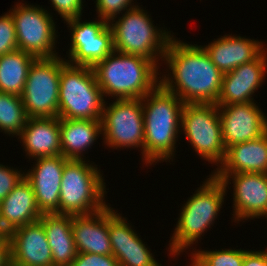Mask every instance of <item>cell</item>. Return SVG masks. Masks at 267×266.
I'll return each instance as SVG.
<instances>
[{"instance_id": "cell-22", "label": "cell", "mask_w": 267, "mask_h": 266, "mask_svg": "<svg viewBox=\"0 0 267 266\" xmlns=\"http://www.w3.org/2000/svg\"><path fill=\"white\" fill-rule=\"evenodd\" d=\"M233 173L267 174V132L257 139L228 147L224 161L212 174Z\"/></svg>"}, {"instance_id": "cell-36", "label": "cell", "mask_w": 267, "mask_h": 266, "mask_svg": "<svg viewBox=\"0 0 267 266\" xmlns=\"http://www.w3.org/2000/svg\"><path fill=\"white\" fill-rule=\"evenodd\" d=\"M0 243H10V241H9V233L3 227L2 222H1V218H0Z\"/></svg>"}, {"instance_id": "cell-3", "label": "cell", "mask_w": 267, "mask_h": 266, "mask_svg": "<svg viewBox=\"0 0 267 266\" xmlns=\"http://www.w3.org/2000/svg\"><path fill=\"white\" fill-rule=\"evenodd\" d=\"M104 97L142 99L159 83L158 67L142 56L113 51L93 67Z\"/></svg>"}, {"instance_id": "cell-10", "label": "cell", "mask_w": 267, "mask_h": 266, "mask_svg": "<svg viewBox=\"0 0 267 266\" xmlns=\"http://www.w3.org/2000/svg\"><path fill=\"white\" fill-rule=\"evenodd\" d=\"M13 7L9 12L15 24L17 48L36 58L58 56L55 50L58 32L53 16L39 5L17 2Z\"/></svg>"}, {"instance_id": "cell-12", "label": "cell", "mask_w": 267, "mask_h": 266, "mask_svg": "<svg viewBox=\"0 0 267 266\" xmlns=\"http://www.w3.org/2000/svg\"><path fill=\"white\" fill-rule=\"evenodd\" d=\"M81 16L68 20L71 46L66 61L75 66L93 67L114 51L113 32L107 20L82 21ZM81 20V21H80Z\"/></svg>"}, {"instance_id": "cell-30", "label": "cell", "mask_w": 267, "mask_h": 266, "mask_svg": "<svg viewBox=\"0 0 267 266\" xmlns=\"http://www.w3.org/2000/svg\"><path fill=\"white\" fill-rule=\"evenodd\" d=\"M97 17L107 20L117 18V15L122 14L123 11L132 9L134 6L133 0H96ZM129 7V8H128Z\"/></svg>"}, {"instance_id": "cell-15", "label": "cell", "mask_w": 267, "mask_h": 266, "mask_svg": "<svg viewBox=\"0 0 267 266\" xmlns=\"http://www.w3.org/2000/svg\"><path fill=\"white\" fill-rule=\"evenodd\" d=\"M113 209L108 205V233L112 256L119 266H162L127 219Z\"/></svg>"}, {"instance_id": "cell-19", "label": "cell", "mask_w": 267, "mask_h": 266, "mask_svg": "<svg viewBox=\"0 0 267 266\" xmlns=\"http://www.w3.org/2000/svg\"><path fill=\"white\" fill-rule=\"evenodd\" d=\"M212 63L224 74L255 60L265 49L263 42L251 38L224 35L202 46Z\"/></svg>"}, {"instance_id": "cell-13", "label": "cell", "mask_w": 267, "mask_h": 266, "mask_svg": "<svg viewBox=\"0 0 267 266\" xmlns=\"http://www.w3.org/2000/svg\"><path fill=\"white\" fill-rule=\"evenodd\" d=\"M225 187L233 183L234 222L267 216V174H213Z\"/></svg>"}, {"instance_id": "cell-32", "label": "cell", "mask_w": 267, "mask_h": 266, "mask_svg": "<svg viewBox=\"0 0 267 266\" xmlns=\"http://www.w3.org/2000/svg\"><path fill=\"white\" fill-rule=\"evenodd\" d=\"M54 11L58 12L64 22L76 19L82 15L83 0H50Z\"/></svg>"}, {"instance_id": "cell-37", "label": "cell", "mask_w": 267, "mask_h": 266, "mask_svg": "<svg viewBox=\"0 0 267 266\" xmlns=\"http://www.w3.org/2000/svg\"><path fill=\"white\" fill-rule=\"evenodd\" d=\"M266 218H267V216H265ZM264 253H265V255L267 256V248L265 249V250H262Z\"/></svg>"}, {"instance_id": "cell-23", "label": "cell", "mask_w": 267, "mask_h": 266, "mask_svg": "<svg viewBox=\"0 0 267 266\" xmlns=\"http://www.w3.org/2000/svg\"><path fill=\"white\" fill-rule=\"evenodd\" d=\"M42 215L33 188L25 177L0 203L1 222L8 233L38 221Z\"/></svg>"}, {"instance_id": "cell-25", "label": "cell", "mask_w": 267, "mask_h": 266, "mask_svg": "<svg viewBox=\"0 0 267 266\" xmlns=\"http://www.w3.org/2000/svg\"><path fill=\"white\" fill-rule=\"evenodd\" d=\"M59 123L61 155L66 159L84 160L85 150L102 134L101 120L59 118Z\"/></svg>"}, {"instance_id": "cell-38", "label": "cell", "mask_w": 267, "mask_h": 266, "mask_svg": "<svg viewBox=\"0 0 267 266\" xmlns=\"http://www.w3.org/2000/svg\"><path fill=\"white\" fill-rule=\"evenodd\" d=\"M8 266H17V265H14V264L10 263Z\"/></svg>"}, {"instance_id": "cell-26", "label": "cell", "mask_w": 267, "mask_h": 266, "mask_svg": "<svg viewBox=\"0 0 267 266\" xmlns=\"http://www.w3.org/2000/svg\"><path fill=\"white\" fill-rule=\"evenodd\" d=\"M35 59L36 57L20 49L0 55V92L21 96Z\"/></svg>"}, {"instance_id": "cell-31", "label": "cell", "mask_w": 267, "mask_h": 266, "mask_svg": "<svg viewBox=\"0 0 267 266\" xmlns=\"http://www.w3.org/2000/svg\"><path fill=\"white\" fill-rule=\"evenodd\" d=\"M24 178V172L0 164V203Z\"/></svg>"}, {"instance_id": "cell-29", "label": "cell", "mask_w": 267, "mask_h": 266, "mask_svg": "<svg viewBox=\"0 0 267 266\" xmlns=\"http://www.w3.org/2000/svg\"><path fill=\"white\" fill-rule=\"evenodd\" d=\"M16 49L18 48L15 24L10 12H7L0 16V55Z\"/></svg>"}, {"instance_id": "cell-2", "label": "cell", "mask_w": 267, "mask_h": 266, "mask_svg": "<svg viewBox=\"0 0 267 266\" xmlns=\"http://www.w3.org/2000/svg\"><path fill=\"white\" fill-rule=\"evenodd\" d=\"M146 166L173 161L181 131L184 103L160 83L142 98ZM175 150V151H174ZM155 163V164H154Z\"/></svg>"}, {"instance_id": "cell-7", "label": "cell", "mask_w": 267, "mask_h": 266, "mask_svg": "<svg viewBox=\"0 0 267 266\" xmlns=\"http://www.w3.org/2000/svg\"><path fill=\"white\" fill-rule=\"evenodd\" d=\"M105 102L92 67L68 62L61 67L59 118L101 120Z\"/></svg>"}, {"instance_id": "cell-20", "label": "cell", "mask_w": 267, "mask_h": 266, "mask_svg": "<svg viewBox=\"0 0 267 266\" xmlns=\"http://www.w3.org/2000/svg\"><path fill=\"white\" fill-rule=\"evenodd\" d=\"M72 232L78 253L112 255L108 233V205L92 214L74 215Z\"/></svg>"}, {"instance_id": "cell-11", "label": "cell", "mask_w": 267, "mask_h": 266, "mask_svg": "<svg viewBox=\"0 0 267 266\" xmlns=\"http://www.w3.org/2000/svg\"><path fill=\"white\" fill-rule=\"evenodd\" d=\"M102 140L109 148H142L144 163V118L142 99L105 102L101 116Z\"/></svg>"}, {"instance_id": "cell-9", "label": "cell", "mask_w": 267, "mask_h": 266, "mask_svg": "<svg viewBox=\"0 0 267 266\" xmlns=\"http://www.w3.org/2000/svg\"><path fill=\"white\" fill-rule=\"evenodd\" d=\"M66 62L59 56L33 61L21 95L28 118L58 117L60 72Z\"/></svg>"}, {"instance_id": "cell-27", "label": "cell", "mask_w": 267, "mask_h": 266, "mask_svg": "<svg viewBox=\"0 0 267 266\" xmlns=\"http://www.w3.org/2000/svg\"><path fill=\"white\" fill-rule=\"evenodd\" d=\"M27 119L21 96L0 92V131L18 137Z\"/></svg>"}, {"instance_id": "cell-33", "label": "cell", "mask_w": 267, "mask_h": 266, "mask_svg": "<svg viewBox=\"0 0 267 266\" xmlns=\"http://www.w3.org/2000/svg\"><path fill=\"white\" fill-rule=\"evenodd\" d=\"M71 266H119V263L112 255L78 253Z\"/></svg>"}, {"instance_id": "cell-35", "label": "cell", "mask_w": 267, "mask_h": 266, "mask_svg": "<svg viewBox=\"0 0 267 266\" xmlns=\"http://www.w3.org/2000/svg\"><path fill=\"white\" fill-rule=\"evenodd\" d=\"M10 263V243H0V266H8Z\"/></svg>"}, {"instance_id": "cell-4", "label": "cell", "mask_w": 267, "mask_h": 266, "mask_svg": "<svg viewBox=\"0 0 267 266\" xmlns=\"http://www.w3.org/2000/svg\"><path fill=\"white\" fill-rule=\"evenodd\" d=\"M223 182L213 174L203 182L181 208L168 250L175 258L200 240L211 228L227 195ZM226 194V195H225ZM191 245V246H190ZM185 250V251H184Z\"/></svg>"}, {"instance_id": "cell-8", "label": "cell", "mask_w": 267, "mask_h": 266, "mask_svg": "<svg viewBox=\"0 0 267 266\" xmlns=\"http://www.w3.org/2000/svg\"><path fill=\"white\" fill-rule=\"evenodd\" d=\"M197 155L218 167L225 159L218 106L213 103H186L182 111L181 131Z\"/></svg>"}, {"instance_id": "cell-24", "label": "cell", "mask_w": 267, "mask_h": 266, "mask_svg": "<svg viewBox=\"0 0 267 266\" xmlns=\"http://www.w3.org/2000/svg\"><path fill=\"white\" fill-rule=\"evenodd\" d=\"M73 215L43 214L40 221L46 232L53 266H71L78 252L72 232Z\"/></svg>"}, {"instance_id": "cell-1", "label": "cell", "mask_w": 267, "mask_h": 266, "mask_svg": "<svg viewBox=\"0 0 267 266\" xmlns=\"http://www.w3.org/2000/svg\"><path fill=\"white\" fill-rule=\"evenodd\" d=\"M170 74L160 84L186 103L217 104L223 73L212 63L202 45L188 44L172 37L163 57Z\"/></svg>"}, {"instance_id": "cell-17", "label": "cell", "mask_w": 267, "mask_h": 266, "mask_svg": "<svg viewBox=\"0 0 267 266\" xmlns=\"http://www.w3.org/2000/svg\"><path fill=\"white\" fill-rule=\"evenodd\" d=\"M267 73V51L255 60L224 73L217 105L254 102L252 95L262 86Z\"/></svg>"}, {"instance_id": "cell-16", "label": "cell", "mask_w": 267, "mask_h": 266, "mask_svg": "<svg viewBox=\"0 0 267 266\" xmlns=\"http://www.w3.org/2000/svg\"><path fill=\"white\" fill-rule=\"evenodd\" d=\"M34 160L35 164L24 177L33 188L37 206L42 214H59L62 174L69 159L57 155Z\"/></svg>"}, {"instance_id": "cell-18", "label": "cell", "mask_w": 267, "mask_h": 266, "mask_svg": "<svg viewBox=\"0 0 267 266\" xmlns=\"http://www.w3.org/2000/svg\"><path fill=\"white\" fill-rule=\"evenodd\" d=\"M11 263L17 266H53L52 253L40 220L9 233Z\"/></svg>"}, {"instance_id": "cell-34", "label": "cell", "mask_w": 267, "mask_h": 266, "mask_svg": "<svg viewBox=\"0 0 267 266\" xmlns=\"http://www.w3.org/2000/svg\"><path fill=\"white\" fill-rule=\"evenodd\" d=\"M243 266H267V256L261 250H245Z\"/></svg>"}, {"instance_id": "cell-5", "label": "cell", "mask_w": 267, "mask_h": 266, "mask_svg": "<svg viewBox=\"0 0 267 266\" xmlns=\"http://www.w3.org/2000/svg\"><path fill=\"white\" fill-rule=\"evenodd\" d=\"M149 16L146 10L136 5L122 13L118 20L112 18L108 23L113 32L114 51L142 56L160 68L158 61L163 60L173 35L165 27L154 26Z\"/></svg>"}, {"instance_id": "cell-14", "label": "cell", "mask_w": 267, "mask_h": 266, "mask_svg": "<svg viewBox=\"0 0 267 266\" xmlns=\"http://www.w3.org/2000/svg\"><path fill=\"white\" fill-rule=\"evenodd\" d=\"M225 148L267 132V116L254 102L217 105Z\"/></svg>"}, {"instance_id": "cell-6", "label": "cell", "mask_w": 267, "mask_h": 266, "mask_svg": "<svg viewBox=\"0 0 267 266\" xmlns=\"http://www.w3.org/2000/svg\"><path fill=\"white\" fill-rule=\"evenodd\" d=\"M85 160L69 159L64 166L59 214L86 215L107 206L106 186L100 169ZM94 164V165H92Z\"/></svg>"}, {"instance_id": "cell-21", "label": "cell", "mask_w": 267, "mask_h": 266, "mask_svg": "<svg viewBox=\"0 0 267 266\" xmlns=\"http://www.w3.org/2000/svg\"><path fill=\"white\" fill-rule=\"evenodd\" d=\"M29 159L61 155L59 117H30L18 139Z\"/></svg>"}, {"instance_id": "cell-28", "label": "cell", "mask_w": 267, "mask_h": 266, "mask_svg": "<svg viewBox=\"0 0 267 266\" xmlns=\"http://www.w3.org/2000/svg\"><path fill=\"white\" fill-rule=\"evenodd\" d=\"M195 252V253H194ZM191 252L190 266H243L245 250H196Z\"/></svg>"}]
</instances>
